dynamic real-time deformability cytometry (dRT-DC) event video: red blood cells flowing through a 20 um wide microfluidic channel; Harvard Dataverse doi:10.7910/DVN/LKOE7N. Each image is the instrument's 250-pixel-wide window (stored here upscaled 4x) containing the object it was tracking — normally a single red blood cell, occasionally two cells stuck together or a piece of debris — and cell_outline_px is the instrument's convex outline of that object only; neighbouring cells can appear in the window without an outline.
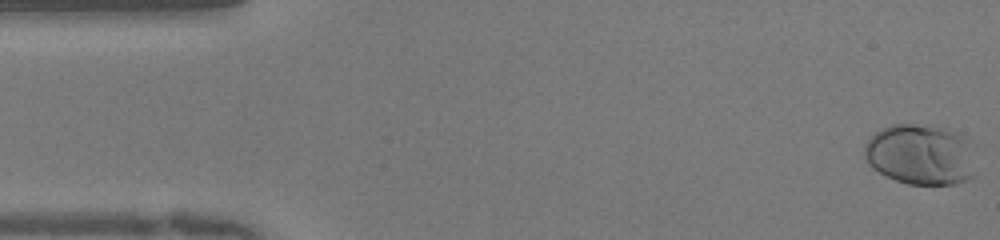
{"species": "human", "species_latin": "Homo sapiens", "temperature_condition": "warm", "stored_images_in_passage": 50, "camera_frame_rate_fps": 3000, "um_per_image_px": 0.085, "donor": {"sex": "female"}, "frame": {"image": 1, "passage_image": 1, "time_ms": 0.0, "image_size_px": [1000, 240], "cell_outline_px": [[976, 172], [972, 176], [964, 180], [952, 184], [908, 184], [884, 176], [872, 168], [868, 164], [864, 156], [864, 144], [880, 128], [892, 124], [912, 124], [944, 128], [956, 132], [964, 140]], "centroid_in_image_um": [78.14, 13.15], "position_along_channel_um": 6.9, "area_um2": 38.78}}
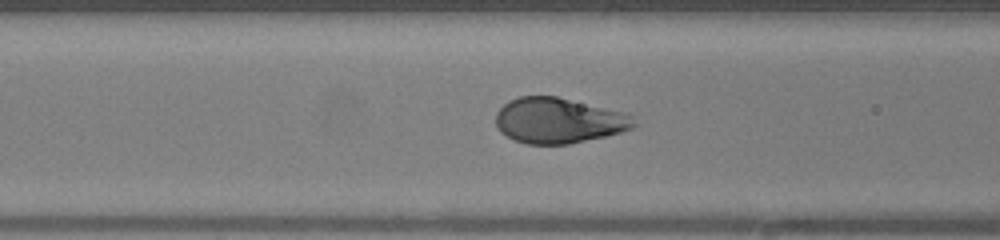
{"frame": {"image": 2, "passage_image": 19, "time_ms": 6.0, "image_size_px": [1000, 240], "cell_outline_px": [[636, 124], [632, 128], [620, 132], [604, 136], [568, 144], [524, 144], [512, 140], [500, 132], [496, 128], [496, 112], [508, 100], [520, 96], [556, 96], [628, 112], [632, 116]], "centroid_in_image_um": [47.46, 10.24], "position_along_channel_um": 119.1, "area_um2": 36.93}}
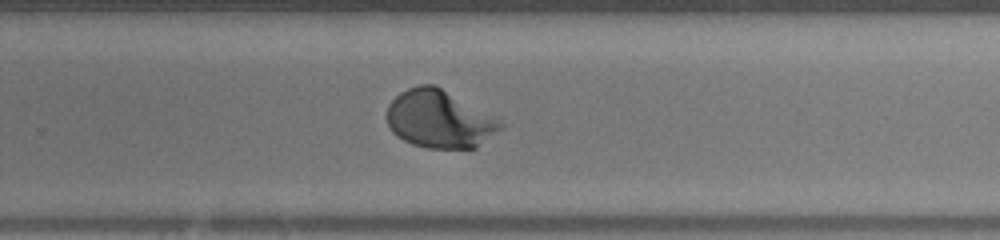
{"frame": {"image": 3, "passage_image": 32, "time_ms": 10.333, "image_size_px": [1000, 240], "cell_outline_px": [[508, 124], [504, 128], [476, 148], [428, 148], [412, 144], [396, 136], [392, 132], [388, 124], [388, 104], [400, 92], [408, 88], [420, 84], [432, 84], [500, 116]], "centroid_in_image_um": [37.46, 10.13], "position_along_channel_um": 292.3, "area_um2": 39.02}}